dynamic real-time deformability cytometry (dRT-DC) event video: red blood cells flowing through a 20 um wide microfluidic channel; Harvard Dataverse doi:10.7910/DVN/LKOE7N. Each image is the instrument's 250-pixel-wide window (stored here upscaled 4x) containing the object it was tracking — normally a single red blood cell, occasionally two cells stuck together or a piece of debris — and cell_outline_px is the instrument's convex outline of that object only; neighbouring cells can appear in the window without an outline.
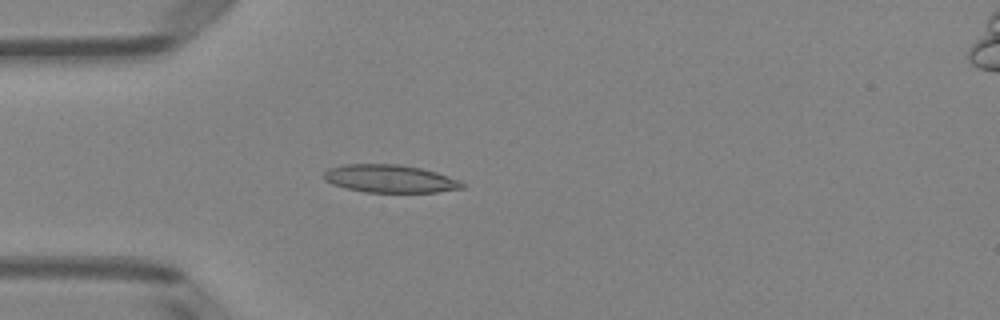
{"species": "Egyptian fruit bat (a non-hibernating species)", "species_latin": "Rousettus aegyptiacus", "temperature_condition": "room temperature", "stored_images_in_passage": 47, "camera_frame_rate_fps": 3000, "um_per_image_px": 0.085, "animal": {"sex": "female"}, "frame": {"image": 1, "passage_image": 11, "time_ms": 3.333, "image_size_px": [1000, 320], "cell_outline_px": [[464, 188], [436, 192], [364, 192], [332, 184], [324, 180], [320, 176], [328, 168], [344, 164], [400, 164], [420, 168], [436, 172], [460, 180], [464, 184]], "centroid_in_image_um": [33.11, 15.18], "position_along_channel_um": 51.9, "area_um2": 22.54}}
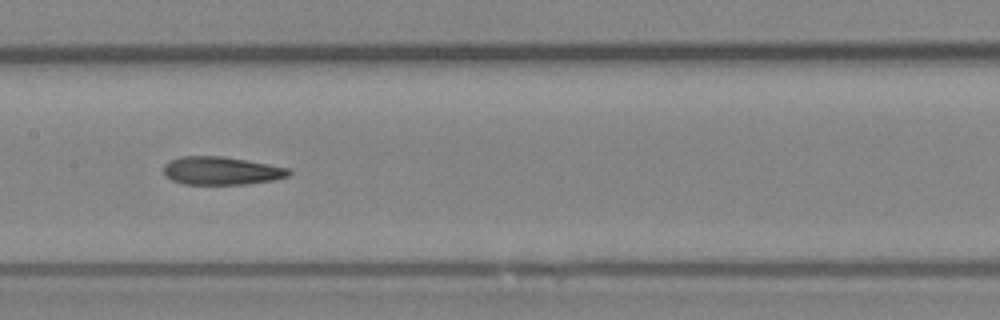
{"frame": {"image": 2, "passage_image": 22, "time_ms": 7.0, "image_size_px": [1000, 320], "cell_outline_px": [[292, 172], [288, 176], [272, 180], [244, 184], [184, 184], [172, 180], [164, 176], [164, 164], [168, 160], [180, 156], [224, 156], [268, 164], [288, 168]], "centroid_in_image_um": [18.76, 14.5], "position_along_channel_um": 188.6, "area_um2": 20.52}}
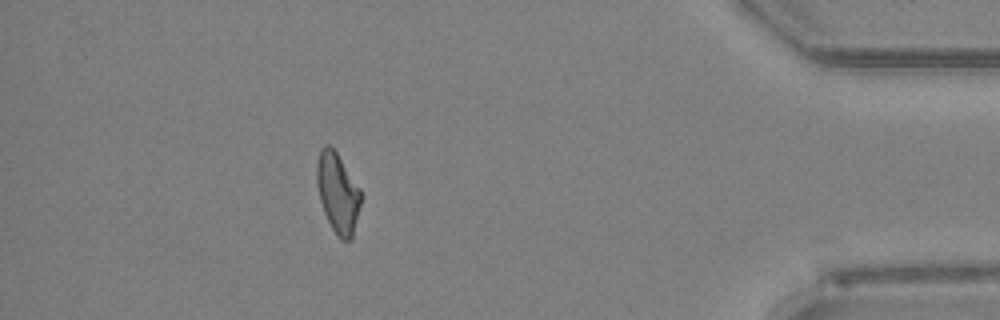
{"frame": {"image": 3, "passage_image": 42, "time_ms": 13.667, "image_size_px": [1000, 320], "cell_outline_px": [[360, 204], [352, 240], [340, 240], [332, 228], [324, 212], [320, 200], [316, 184], [316, 164], [320, 148], [324, 144], [328, 144], [336, 152], [360, 188]], "centroid_in_image_um": [28.68, 16.39], "position_along_channel_um": 406.5, "area_um2": 20.46}, "authors_computed_cell_mechanics": {"area_um2": 20.9236, "velocity_mm_per_s": 3.9958, "shape_relaxation_time_tau1_ms": 6.5533, "shape_relaxation_time_tau2_ms": 3.5229, "deformation_change_tau1": 0.1979, "deformation_change_tau2": 0.1445}}